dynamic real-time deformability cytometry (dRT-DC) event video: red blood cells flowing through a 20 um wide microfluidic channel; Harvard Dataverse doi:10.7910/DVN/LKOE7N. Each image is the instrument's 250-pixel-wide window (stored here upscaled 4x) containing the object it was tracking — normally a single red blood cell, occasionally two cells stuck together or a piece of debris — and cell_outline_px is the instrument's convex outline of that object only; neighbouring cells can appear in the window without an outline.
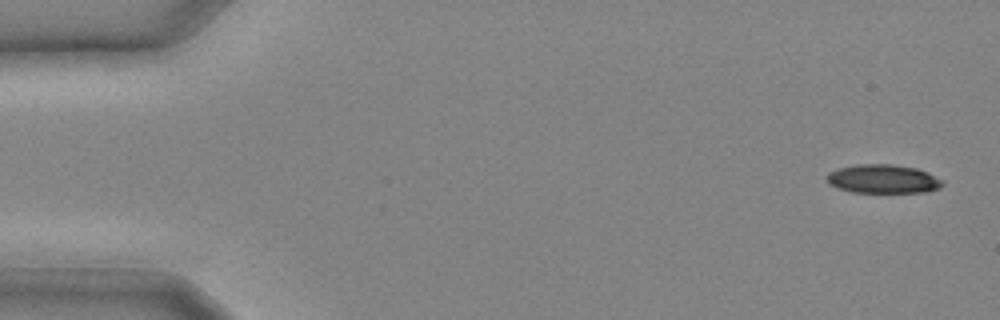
{"species": "common noctule bat (a hibernating species)", "species_latin": "Nyctalus noctula", "temperature_condition": "cold", "stored_images_in_passage": 10, "camera_frame_rate_fps": 3000, "um_per_image_px": 0.085, "animal": {"sex": "male", "body_mass_g": 20.4}, "frame": {"image": 1, "passage_image": 1, "time_ms": 0.0, "image_size_px": [1000, 320], "cell_outline_px": [[944, 184], [940, 188], [924, 192], [852, 192], [840, 188], [832, 184], [828, 180], [828, 172], [840, 168], [856, 164], [892, 164], [916, 168], [928, 172], [944, 180]], "centroid_in_image_um": [75.13, 15.2], "position_along_channel_um": 9.9, "area_um2": 19.25}}
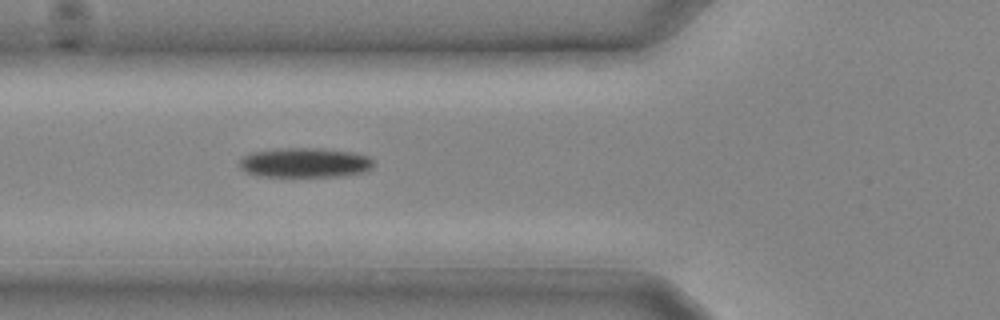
{"frame": {"image": 2, "passage_image": 10, "time_ms": 3.0, "image_size_px": [1000, 320], "cell_outline_px": [[372, 168], [364, 172], [340, 176], [256, 176], [244, 172], [240, 168], [240, 160], [244, 156], [252, 152], [280, 148], [324, 148], [352, 152], [368, 156], [372, 160]], "centroid_in_image_um": [25.89, 13.82], "position_along_channel_um": 99.9, "area_um2": 23.24}}